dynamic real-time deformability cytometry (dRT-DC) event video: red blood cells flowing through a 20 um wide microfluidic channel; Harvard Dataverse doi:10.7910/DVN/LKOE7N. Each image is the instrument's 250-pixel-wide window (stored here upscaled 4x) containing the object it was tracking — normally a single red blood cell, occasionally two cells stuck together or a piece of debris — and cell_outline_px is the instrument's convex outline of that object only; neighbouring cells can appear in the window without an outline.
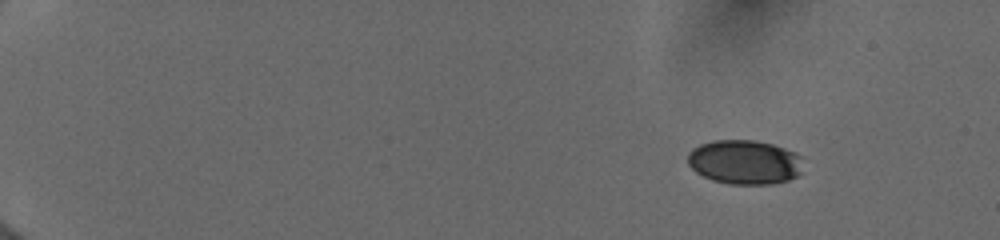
{"species": "human", "species_latin": "Homo sapiens", "temperature_condition": "cold", "stored_images_in_passage": 48, "camera_frame_rate_fps": 3000, "um_per_image_px": 0.085, "donor": {"sex": "female"}, "frame": {"image": 1, "passage_image": 1, "time_ms": 0.0, "image_size_px": [1000, 240], "cell_outline_px": [[804, 156], [800, 172], [796, 176], [788, 180], [772, 184], [728, 184], [712, 180], [696, 172], [688, 164], [688, 152], [692, 148], [700, 144], [712, 140], [756, 140], [772, 144], [796, 152]], "centroid_in_image_um": [63.3, 13.77], "position_along_channel_um": 21.7, "area_um2": 30.11}}
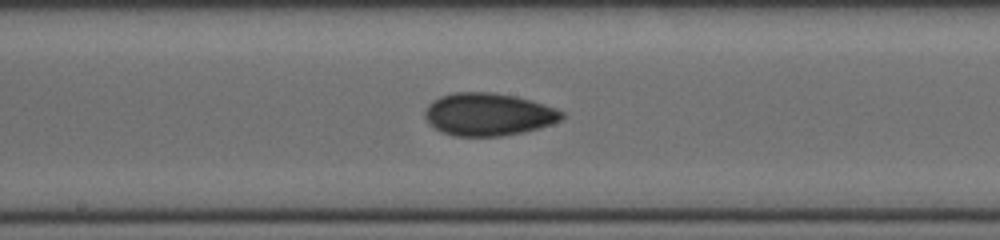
{"frame": {"image": 2, "passage_image": 26, "time_ms": 8.333, "image_size_px": [1000, 240], "cell_outline_px": [[564, 116], [560, 120], [552, 124], [540, 128], [524, 132], [500, 136], [456, 136], [440, 132], [428, 124], [424, 116], [424, 108], [432, 100], [440, 96], [452, 92], [492, 92], [516, 96], [532, 100], [556, 108], [564, 112]], "centroid_in_image_um": [41.48, 9.72], "position_along_channel_um": 206.7, "area_um2": 34.51}}
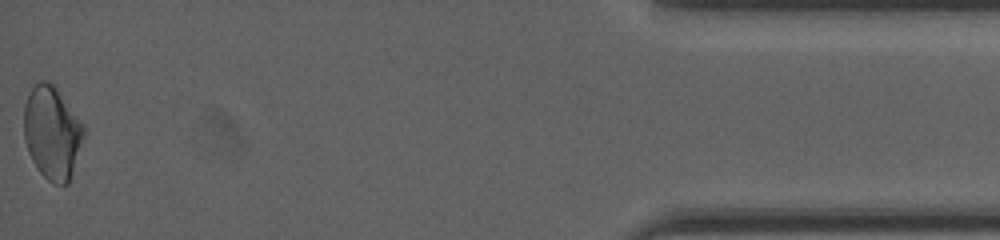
{"frame": {"image": 3, "passage_image": 48, "time_ms": 15.667, "image_size_px": [1000, 240], "cell_outline_px": [[84, 136], [68, 184], [52, 184], [36, 168], [28, 152], [24, 140], [24, 104], [28, 92], [40, 80], [44, 80], [52, 84], [56, 88], [84, 128]], "centroid_in_image_um": [4.38, 11.3], "position_along_channel_um": 430.8, "area_um2": 31.91}, "authors_computed_cell_mechanics": {"area_um2": 32.1657, "velocity_mm_per_s": 4.0064, "shape_relaxation_time_tau1_ms": 4.1635, "shape_relaxation_time_tau2_ms": 4.1154, "deformation_change_tau1": 0.0907, "deformation_change_tau2": 0.0702}}